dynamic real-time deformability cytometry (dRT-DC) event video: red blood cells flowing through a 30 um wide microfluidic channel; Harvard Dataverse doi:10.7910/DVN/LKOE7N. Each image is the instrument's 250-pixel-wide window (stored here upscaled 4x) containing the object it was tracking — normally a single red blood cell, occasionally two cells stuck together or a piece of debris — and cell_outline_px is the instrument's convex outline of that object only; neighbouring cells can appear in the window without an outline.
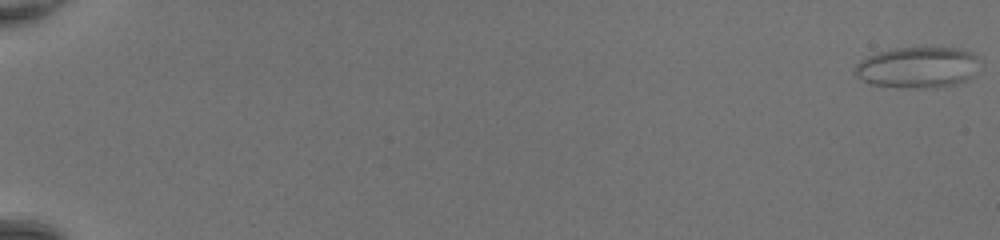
{"species": "common noctule bat (a hibernating species)", "species_latin": "Nyctalus noctula", "temperature_condition": "room temperature", "stored_images_in_passage": 50, "camera_frame_rate_fps": 3000, "um_per_image_px": 0.085, "animal": {"sex": "female", "body_mass_g": 20.0, "forearm_length_mm": 54.0}, "frame": {"image": 1, "passage_image": 1, "time_ms": 0.0, "image_size_px": [1000, 240], "cell_outline_px": [[976, 56], [972, 76], [968, 80], [956, 84], [936, 88], [896, 88], [872, 84], [860, 80], [856, 76], [856, 64], [860, 60], [876, 52], [892, 48], [956, 48], [972, 52]], "centroid_in_image_um": [77.93, 5.75], "position_along_channel_um": 7.1, "area_um2": 29.82}}
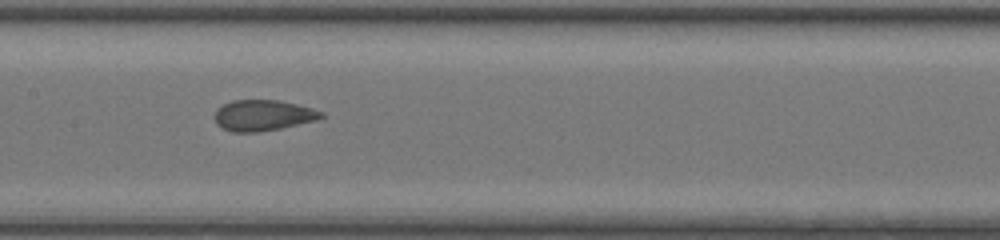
{"frame": {"image": 2, "passage_image": 28, "time_ms": 9.0, "image_size_px": [1000, 240], "cell_outline_px": [[324, 116], [316, 120], [280, 128], [260, 132], [232, 132], [220, 128], [216, 124], [216, 108], [232, 100], [280, 100], [312, 108], [324, 112]], "centroid_in_image_um": [22.34, 9.8], "position_along_channel_um": 185.1, "area_um2": 19.19}}
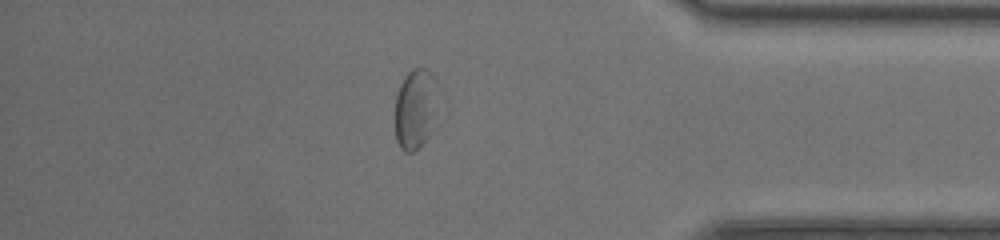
{"frame": {"image": 3, "passage_image": 44, "time_ms": 14.333, "image_size_px": [1000, 240], "cell_outline_px": [[436, 80], [432, 112], [428, 132], [424, 140], [412, 152], [404, 152], [400, 148], [396, 140], [396, 96], [400, 84], [404, 76], [412, 68], [424, 68]], "centroid_in_image_um": [35.21, 9.21], "position_along_channel_um": 400.0, "area_um2": 18.79}}